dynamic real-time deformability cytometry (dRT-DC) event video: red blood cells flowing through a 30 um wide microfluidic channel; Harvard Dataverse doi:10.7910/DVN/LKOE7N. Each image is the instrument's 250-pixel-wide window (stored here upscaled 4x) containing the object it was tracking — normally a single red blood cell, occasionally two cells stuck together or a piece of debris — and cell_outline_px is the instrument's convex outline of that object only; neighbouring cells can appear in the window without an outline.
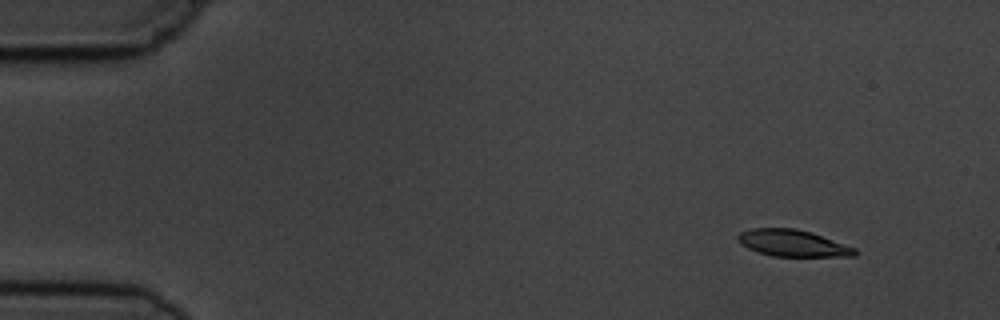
{"species": "common noctule bat (a hibernating species)", "species_latin": "Nyctalus noctula", "temperature_condition": "cold", "stored_images_in_passage": 5, "camera_frame_rate_fps": 3000, "um_per_image_px": 0.085, "animal": {"sex": "male", "body_mass_g": 19.5, "forearm_length_mm": 54.6}, "frame": {"image": 1, "passage_image": 1, "time_ms": 0.0, "image_size_px": [1000, 320], "cell_outline_px": [[860, 252], [856, 256], [772, 256], [748, 248], [740, 244], [736, 240], [736, 236], [740, 232], [752, 228], [796, 228], [812, 232], [856, 248]], "centroid_in_image_um": [67.39, 20.66], "position_along_channel_um": 17.6, "area_um2": 18.32}}